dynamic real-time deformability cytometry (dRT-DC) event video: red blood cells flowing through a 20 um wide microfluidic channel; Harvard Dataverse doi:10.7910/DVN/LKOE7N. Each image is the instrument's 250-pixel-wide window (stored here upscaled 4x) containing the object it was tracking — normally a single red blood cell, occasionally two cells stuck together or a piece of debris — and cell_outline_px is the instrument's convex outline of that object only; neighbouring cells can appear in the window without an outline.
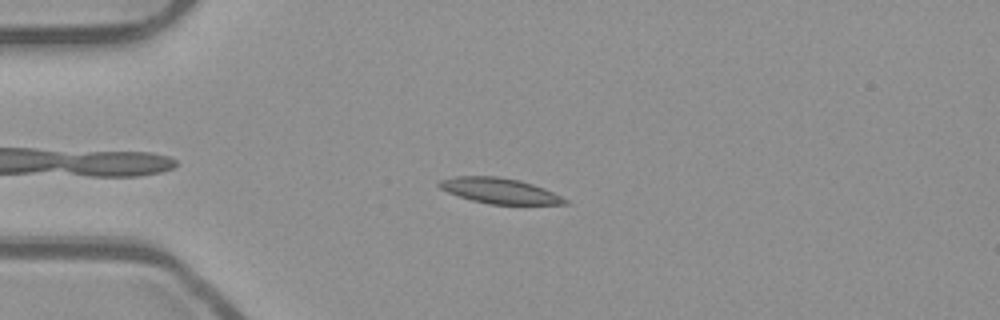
{"species": "common noctule bat (a hibernating species)", "species_latin": "Nyctalus noctula", "temperature_condition": "room temperature", "stored_images_in_passage": 40, "camera_frame_rate_fps": 3000, "um_per_image_px": 0.085, "animal": {"sex": "male", "body_mass_g": 23.1, "forearm_length_mm": 52.7}, "frame": {"image": 1, "passage_image": 9, "time_ms": 2.667, "image_size_px": [1000, 320], "cell_outline_px": [[568, 204], [488, 204], [472, 200], [448, 192], [440, 188], [436, 184], [440, 180], [456, 176], [496, 176], [520, 180], [544, 188], [568, 200]], "centroid_in_image_um": [42.44, 16.21], "position_along_channel_um": 42.6, "area_um2": 18.5}}
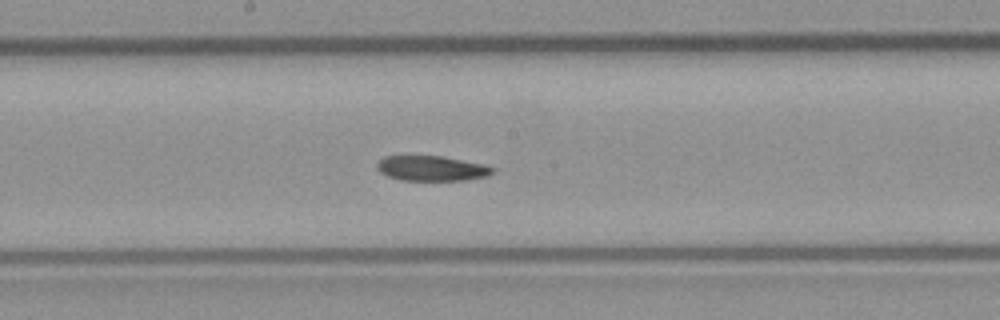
{"frame": {"image": 2, "passage_image": 24, "time_ms": 7.667, "image_size_px": [1000, 320], "cell_outline_px": [[496, 172], [488, 176], [464, 180], [400, 180], [388, 176], [380, 172], [376, 168], [376, 164], [384, 156], [444, 156], [484, 164], [496, 168]], "centroid_in_image_um": [36.73, 14.31], "position_along_channel_um": 211.5, "area_um2": 17.05}}
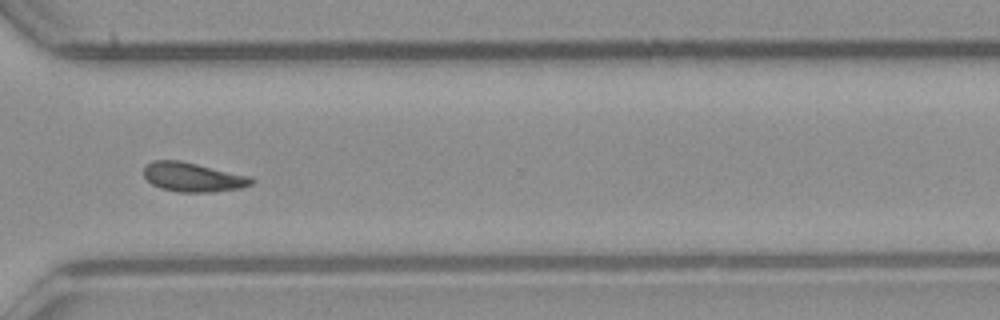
{"frame": {"image": 3, "passage_image": 35, "time_ms": 11.333, "image_size_px": [1000, 320], "cell_outline_px": [[256, 180], [252, 184], [240, 188], [212, 192], [176, 192], [160, 188], [152, 184], [144, 176], [144, 164], [152, 160], [180, 160], [252, 176]], "centroid_in_image_um": [16.4, 15.05], "position_along_channel_um": 354.2, "area_um2": 18.61}, "authors_computed_cell_mechanics": {"area_um2": 18.496, "velocity_mm_per_s": 3.8996, "shape_relaxation_time_tau1_ms": 6.0382, "shape_relaxation_time_tau2_ms": null, "deformation_change_tau1": 0.1242, "deformation_change_tau2": null}}